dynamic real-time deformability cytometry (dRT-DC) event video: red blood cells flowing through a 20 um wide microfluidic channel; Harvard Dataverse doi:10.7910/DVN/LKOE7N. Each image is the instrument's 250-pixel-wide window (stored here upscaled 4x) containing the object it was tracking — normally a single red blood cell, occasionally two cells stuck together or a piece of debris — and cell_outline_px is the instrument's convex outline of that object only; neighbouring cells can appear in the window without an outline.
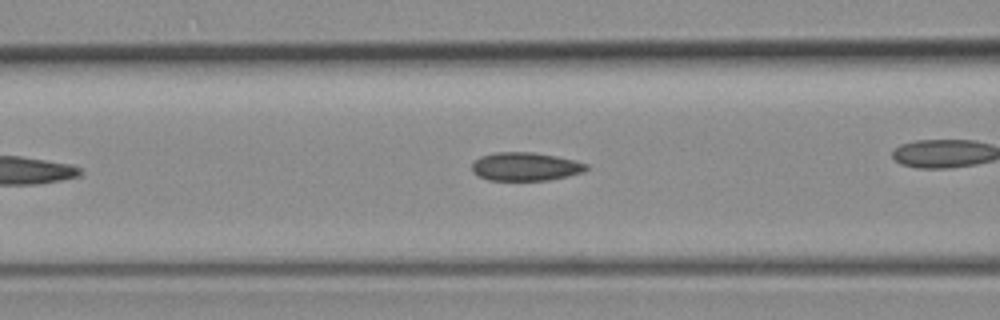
{"species": "common noctule bat (a hibernating species)", "species_latin": "Nyctalus noctula", "temperature_condition": "room temperature", "stored_images_in_passage": 26, "camera_frame_rate_fps": 3000, "um_per_image_px": 0.085, "animal": {"sex": "female", "body_mass_g": 19.3, "forearm_length_mm": 54.1}, "frame": {"image": 1, "passage_image": 12, "time_ms": 3.667, "image_size_px": [1000, 320], "cell_outline_px": [[588, 168], [584, 172], [568, 176], [548, 180], [488, 180], [472, 172], [472, 164], [480, 156], [492, 152], [532, 152], [556, 156], [576, 160], [588, 164]], "centroid_in_image_um": [44.67, 14.15], "position_along_channel_um": 121.9, "area_um2": 19.02}}
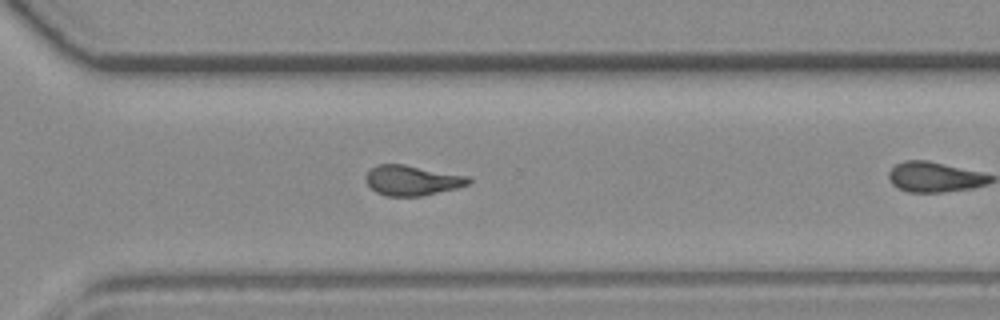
{"frame": {"image": 2, "passage_image": 22, "time_ms": 7.0, "image_size_px": [1000, 320], "cell_outline_px": [[472, 180], [468, 184], [456, 188], [424, 196], [388, 196], [376, 192], [364, 180], [364, 176], [376, 164], [404, 164], [472, 176]], "centroid_in_image_um": [35.06, 15.32], "position_along_channel_um": 335.5, "area_um2": 18.26}}